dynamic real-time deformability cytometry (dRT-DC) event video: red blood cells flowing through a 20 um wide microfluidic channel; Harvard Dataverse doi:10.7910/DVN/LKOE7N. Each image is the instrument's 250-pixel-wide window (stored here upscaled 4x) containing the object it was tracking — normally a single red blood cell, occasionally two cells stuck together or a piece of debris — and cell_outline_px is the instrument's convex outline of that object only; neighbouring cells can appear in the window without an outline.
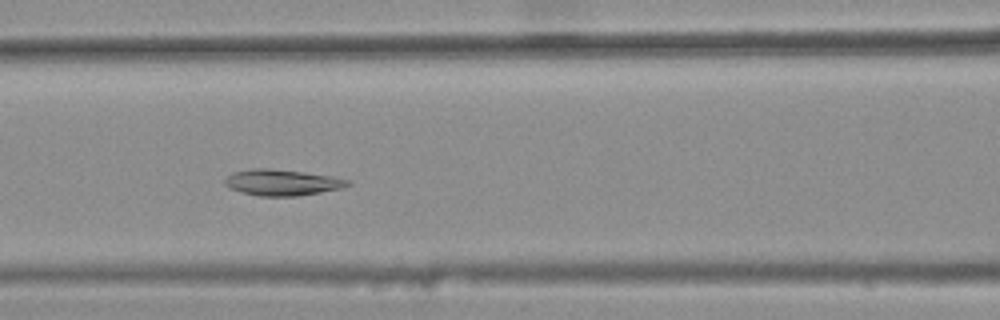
{"species": "common noctule bat (a hibernating species)", "species_latin": "Nyctalus noctula", "temperature_condition": "warm", "stored_images_in_passage": 39, "camera_frame_rate_fps": 3000, "um_per_image_px": 0.085, "animal": {"sex": "female", "body_mass_g": 25.1}, "frame": {"image": 1, "passage_image": 18, "time_ms": 5.667, "image_size_px": [1000, 320], "cell_outline_px": [[352, 184], [344, 188], [296, 196], [260, 196], [240, 192], [224, 184], [224, 180], [232, 172], [252, 168], [268, 168], [304, 172], [332, 176], [352, 180]], "centroid_in_image_um": [24.02, 15.5], "position_along_channel_um": 142.6, "area_um2": 18.79}}
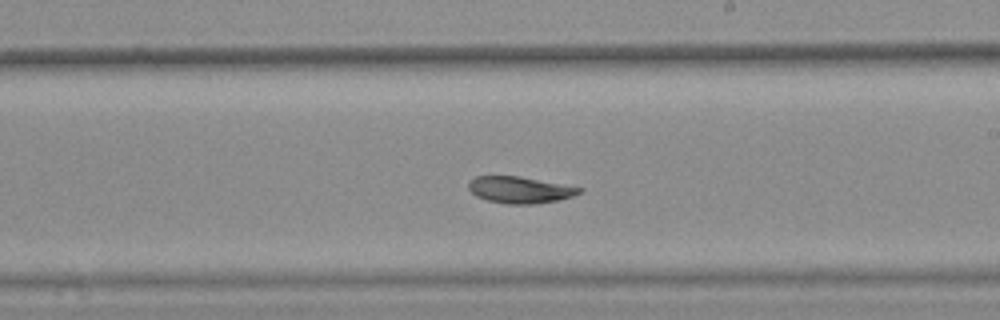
{"frame": {"image": 2, "passage_image": 26, "time_ms": 8.333, "image_size_px": [1000, 320], "cell_outline_px": [[584, 192], [560, 200], [536, 204], [504, 204], [488, 200], [476, 196], [468, 188], [468, 184], [476, 176], [520, 176], [584, 188]], "centroid_in_image_um": [44.24, 16.14], "position_along_channel_um": 244.8, "area_um2": 17.28}}
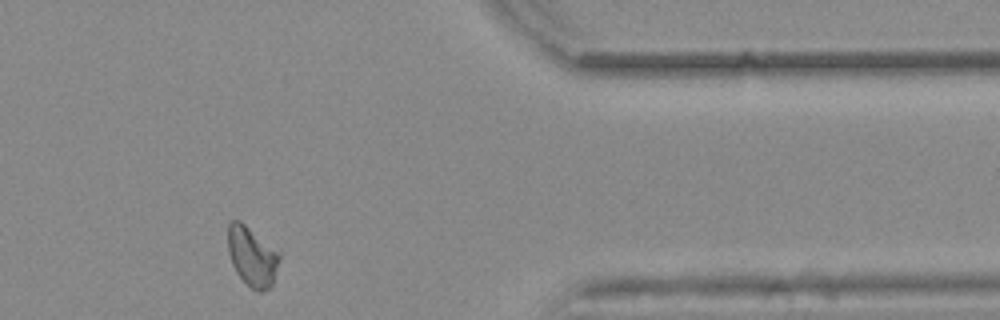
{"frame": {"image": 3, "passage_image": 39, "time_ms": 12.667, "image_size_px": [1000, 320], "cell_outline_px": [[280, 260], [272, 288], [260, 292], [256, 292], [236, 272], [232, 264], [228, 252], [228, 224], [232, 220], [240, 220], [280, 252]], "centroid_in_image_um": [21.45, 21.8], "position_along_channel_um": 389.9, "area_um2": 18.03}, "authors_computed_cell_mechanics": {"area_um2": 18.5538, "velocity_mm_per_s": 3.8402, "shape_relaxation_time_tau1_ms": null, "shape_relaxation_time_tau2_ms": 4.0044, "deformation_change_tau1": null, "deformation_change_tau2": 0.0671}}